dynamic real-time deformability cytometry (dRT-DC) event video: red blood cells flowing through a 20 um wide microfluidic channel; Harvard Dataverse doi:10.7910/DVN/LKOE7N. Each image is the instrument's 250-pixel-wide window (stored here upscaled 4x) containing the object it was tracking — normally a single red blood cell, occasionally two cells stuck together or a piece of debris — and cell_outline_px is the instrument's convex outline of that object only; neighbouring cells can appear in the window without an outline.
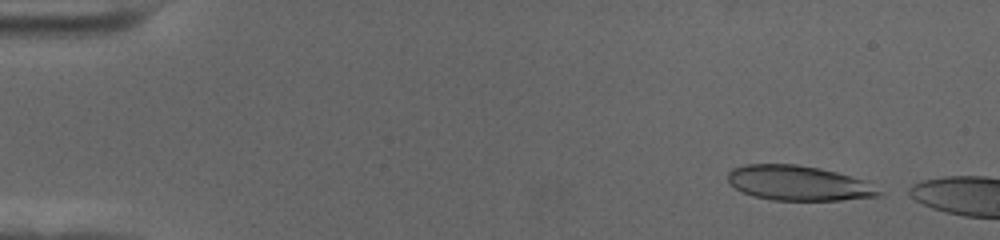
{"species": "human", "species_latin": "Homo sapiens", "temperature_condition": "cold", "stored_images_in_passage": 8, "camera_frame_rate_fps": 3000, "um_per_image_px": 0.085, "donor": {"sex": "female"}, "frame": {"image": 1, "passage_image": 3, "time_ms": 0.667, "image_size_px": [1000, 240], "cell_outline_px": [[884, 196], [840, 200], [772, 200], [752, 196], [736, 188], [728, 180], [728, 172], [732, 168], [744, 164], [796, 164], [820, 168], [868, 180], [884, 192]], "centroid_in_image_um": [67.95, 15.56], "position_along_channel_um": 17.0, "area_um2": 31.1}}